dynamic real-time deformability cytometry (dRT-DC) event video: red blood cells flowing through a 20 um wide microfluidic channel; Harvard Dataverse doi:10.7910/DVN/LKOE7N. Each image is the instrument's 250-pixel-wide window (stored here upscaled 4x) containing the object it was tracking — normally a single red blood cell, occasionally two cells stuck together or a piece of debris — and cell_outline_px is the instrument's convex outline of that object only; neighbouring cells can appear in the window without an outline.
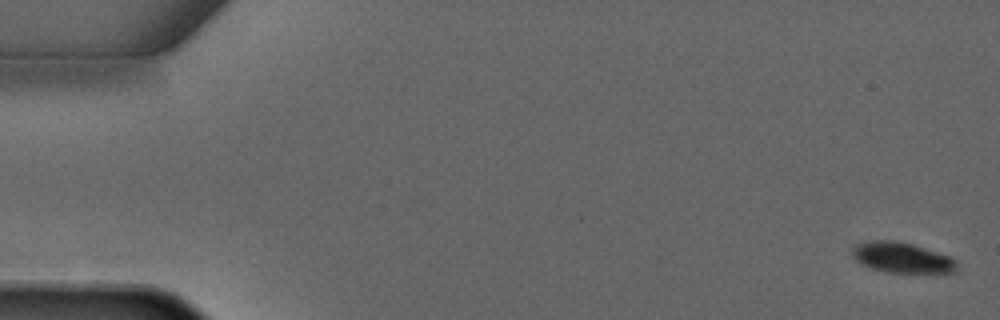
{"species": "common noctule bat (a hibernating species)", "species_latin": "Nyctalus noctula", "temperature_condition": "warm", "stored_images_in_passage": 5, "camera_frame_rate_fps": 3000, "um_per_image_px": 0.085, "animal": {"sex": "male", "forearm_length_mm": 52.5}, "frame": {"image": 1, "passage_image": 1, "time_ms": 0.0, "image_size_px": [1000, 320], "cell_outline_px": [[956, 272], [888, 272], [872, 268], [860, 264], [852, 256], [852, 244], [868, 240], [896, 240], [912, 244], [952, 256], [956, 260]], "centroid_in_image_um": [76.62, 21.87], "position_along_channel_um": 8.4, "area_um2": 18.73}}
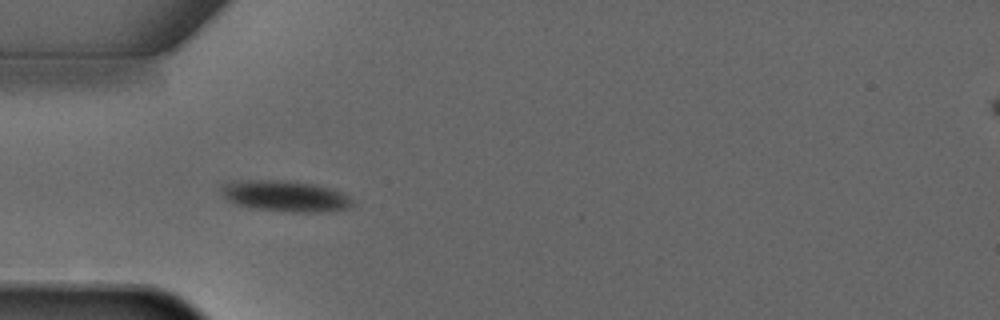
{"frame": {"image": 2, "passage_image": 4, "time_ms": 4.333, "image_size_px": [1000, 320], "cell_outline_px": [[352, 204], [348, 208], [320, 212], [292, 212], [256, 208], [236, 204], [228, 200], [224, 196], [220, 188], [224, 184], [248, 180], [276, 180], [316, 184], [344, 192], [352, 200]], "centroid_in_image_um": [24.28, 16.67], "position_along_channel_um": 60.7, "area_um2": 23.35}}